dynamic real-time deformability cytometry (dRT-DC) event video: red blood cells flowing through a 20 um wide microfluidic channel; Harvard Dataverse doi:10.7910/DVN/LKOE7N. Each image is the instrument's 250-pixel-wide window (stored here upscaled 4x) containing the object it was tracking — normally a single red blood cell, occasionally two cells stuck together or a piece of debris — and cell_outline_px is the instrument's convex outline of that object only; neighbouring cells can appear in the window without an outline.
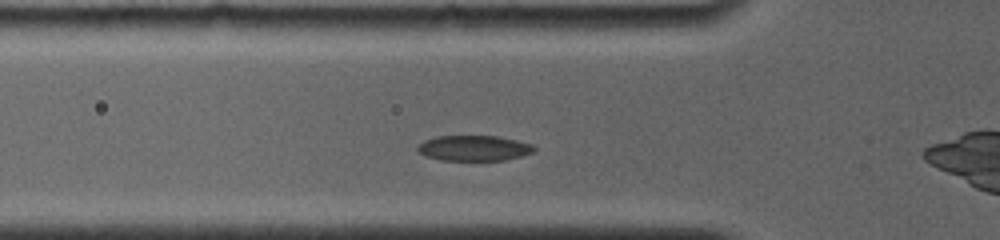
{"species": "common noctule bat (a hibernating species)", "species_latin": "Nyctalus noctula", "temperature_condition": "room temperature", "stored_images_in_passage": 33, "segment_of_instrument_passage": [1, 2], "camera_frame_rate_fps": 4000, "um_per_image_px": 0.085, "animal": {"sex": "female", "body_mass_g": 19.0, "forearm_length_mm": 56.7}, "frame": {"image": 1, "passage_image": 7, "time_ms": 2.25, "image_size_px": [1000, 240], "cell_outline_px": [[536, 148], [532, 152], [520, 156], [504, 160], [440, 160], [424, 156], [416, 148], [424, 140], [436, 136], [500, 136], [532, 144]], "centroid_in_image_um": [40.27, 12.58], "position_along_channel_um": 85.5, "area_um2": 17.22}}
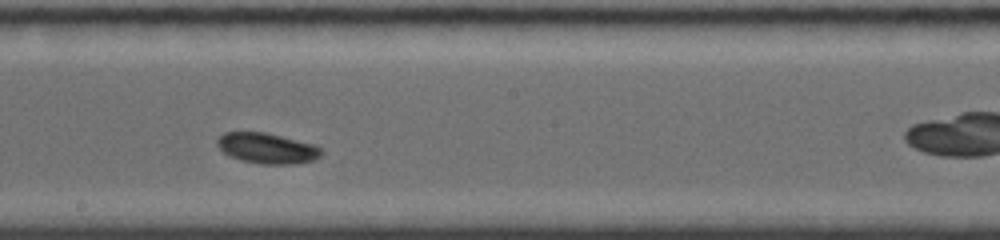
{"frame": {"image": 2, "passage_image": 18, "time_ms": 6.0, "image_size_px": [1000, 240], "cell_outline_px": [[324, 152], [316, 160], [292, 164], [260, 164], [240, 160], [228, 156], [216, 144], [216, 140], [224, 132], [264, 132], [316, 144]], "centroid_in_image_um": [22.72, 12.61], "position_along_channel_um": 225.5, "area_um2": 18.73}}
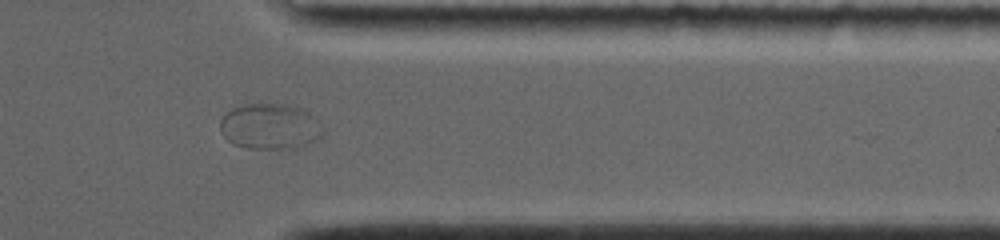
{"frame": {"image": 3, "passage_image": 29, "time_ms": 9.75, "image_size_px": [1000, 240], "cell_outline_px": [[324, 132], [320, 136], [296, 148], [248, 148], [232, 144], [220, 132], [220, 120], [232, 108], [244, 104], [260, 100], [284, 104], [300, 108]], "centroid_in_image_um": [22.82, 10.71], "position_along_channel_um": 388.6, "area_um2": 27.05}}